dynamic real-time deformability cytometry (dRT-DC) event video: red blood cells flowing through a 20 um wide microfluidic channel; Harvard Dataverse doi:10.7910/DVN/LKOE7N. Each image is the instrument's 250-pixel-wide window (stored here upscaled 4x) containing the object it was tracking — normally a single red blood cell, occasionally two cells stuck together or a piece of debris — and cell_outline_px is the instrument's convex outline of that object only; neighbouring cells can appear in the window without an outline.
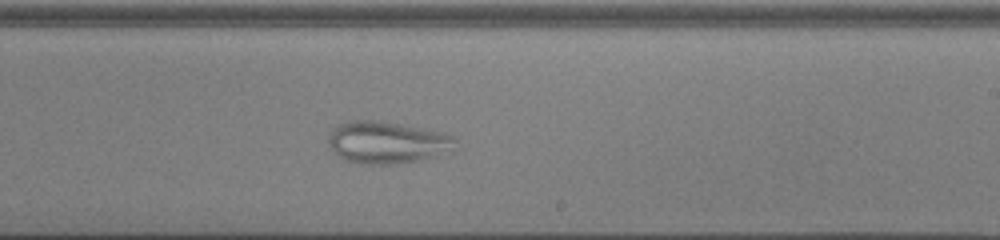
{"species": "common noctule bat (a hibernating species)", "species_latin": "Nyctalus noctula", "temperature_condition": "cold", "stored_images_in_passage": 39, "camera_frame_rate_fps": 3000, "um_per_image_px": 0.085, "animal": {"sex": "male", "body_mass_g": 13.0, "forearm_length_mm": 53.1}, "frame": {"image": 1, "passage_image": 22, "time_ms": 7.0, "image_size_px": [1000, 240], "cell_outline_px": [[456, 140], [452, 152], [420, 160], [400, 164], [360, 164], [348, 160], [340, 156], [332, 148], [328, 140], [328, 136], [332, 128], [340, 124], [352, 120], [384, 120], [444, 132], [452, 136]], "centroid_in_image_um": [32.95, 12.09], "position_along_channel_um": 256.1, "area_um2": 31.44}}
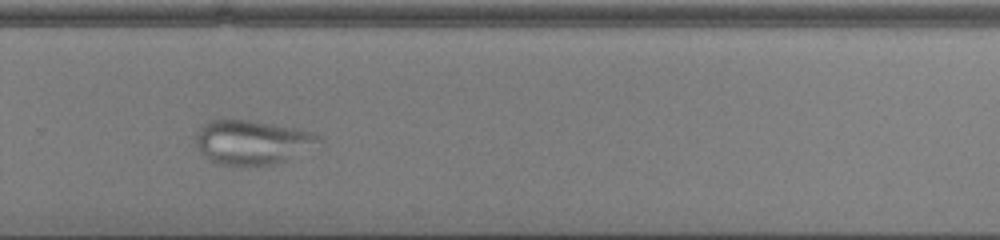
{"frame": {"image": 2, "passage_image": 26, "time_ms": 8.333, "image_size_px": [1000, 240], "cell_outline_px": [[324, 140], [284, 160], [272, 164], [256, 168], [244, 168], [216, 164], [200, 152], [196, 148], [192, 140], [196, 132], [204, 124], [212, 120], [252, 120], [296, 128], [312, 132], [320, 136]], "centroid_in_image_um": [21.34, 12.12], "position_along_channel_um": 308.5, "area_um2": 32.25}}